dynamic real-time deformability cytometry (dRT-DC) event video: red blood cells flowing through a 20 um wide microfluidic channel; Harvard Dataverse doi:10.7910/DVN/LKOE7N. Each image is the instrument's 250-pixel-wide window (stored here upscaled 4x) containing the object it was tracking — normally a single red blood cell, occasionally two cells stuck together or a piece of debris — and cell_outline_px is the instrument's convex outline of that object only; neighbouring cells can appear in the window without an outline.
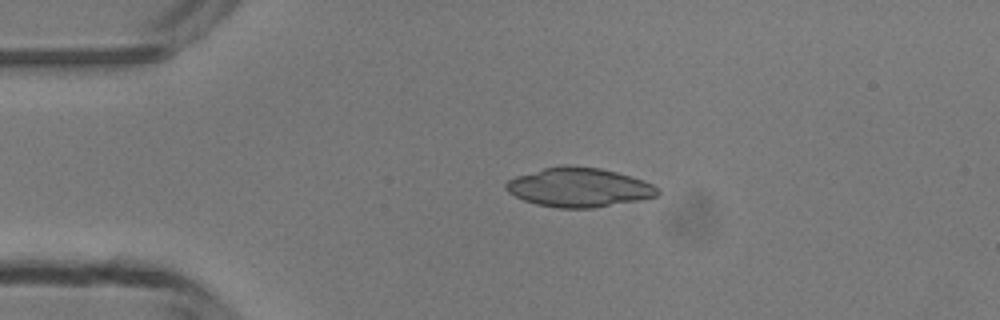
{"species": "common noctule bat (a hibernating species)", "species_latin": "Nyctalus noctula", "temperature_condition": "room temperature", "stored_images_in_passage": 3, "camera_frame_rate_fps": 3000, "um_per_image_px": 0.085, "animal": {"sex": "male", "body_mass_g": 13.3}, "frame": {"image": 1, "passage_image": 2, "time_ms": 2.0, "image_size_px": [1000, 320], "cell_outline_px": [[660, 192], [656, 196], [640, 200], [592, 208], [560, 208], [536, 204], [524, 200], [508, 192], [504, 188], [504, 184], [508, 180], [516, 176], [544, 168], [560, 164], [568, 164], [600, 168], [616, 172], [644, 180], [660, 188]], "centroid_in_image_um": [49.21, 15.91], "position_along_channel_um": 35.8, "area_um2": 34.8}}